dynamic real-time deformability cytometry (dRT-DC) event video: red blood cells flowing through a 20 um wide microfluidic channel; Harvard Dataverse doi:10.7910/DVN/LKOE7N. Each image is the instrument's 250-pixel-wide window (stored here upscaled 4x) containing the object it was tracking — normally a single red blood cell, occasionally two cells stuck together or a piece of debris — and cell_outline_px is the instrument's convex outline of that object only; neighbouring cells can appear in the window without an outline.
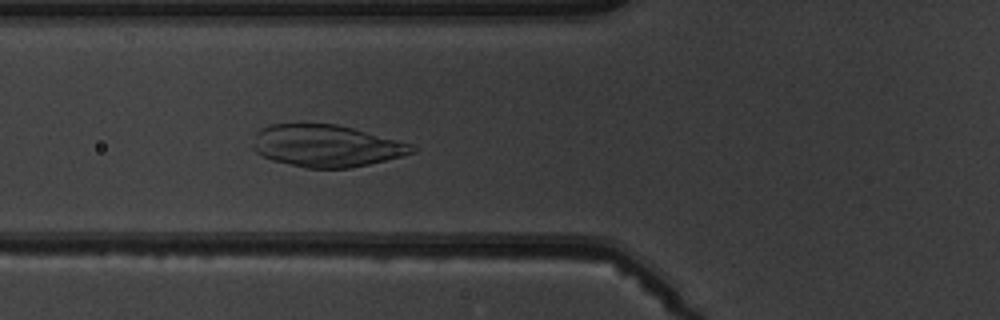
{"species": "common noctule bat (a hibernating species)", "species_latin": "Nyctalus noctula", "temperature_condition": "warm", "stored_images_in_passage": 5, "camera_frame_rate_fps": 3000, "um_per_image_px": 0.085, "animal": {"sex": "male", "body_mass_g": 19.5, "forearm_length_mm": 54.6}, "frame": {"image": 1, "passage_image": 5, "time_ms": 4.333, "image_size_px": [1000, 320], "cell_outline_px": [[416, 152], [368, 164], [348, 168], [304, 168], [272, 160], [256, 152], [252, 148], [256, 132], [260, 128], [272, 124], [300, 120], [304, 120], [336, 124], [352, 128], [412, 144], [416, 148]], "centroid_in_image_um": [27.65, 12.35], "position_along_channel_um": 98.1, "area_um2": 39.65}}